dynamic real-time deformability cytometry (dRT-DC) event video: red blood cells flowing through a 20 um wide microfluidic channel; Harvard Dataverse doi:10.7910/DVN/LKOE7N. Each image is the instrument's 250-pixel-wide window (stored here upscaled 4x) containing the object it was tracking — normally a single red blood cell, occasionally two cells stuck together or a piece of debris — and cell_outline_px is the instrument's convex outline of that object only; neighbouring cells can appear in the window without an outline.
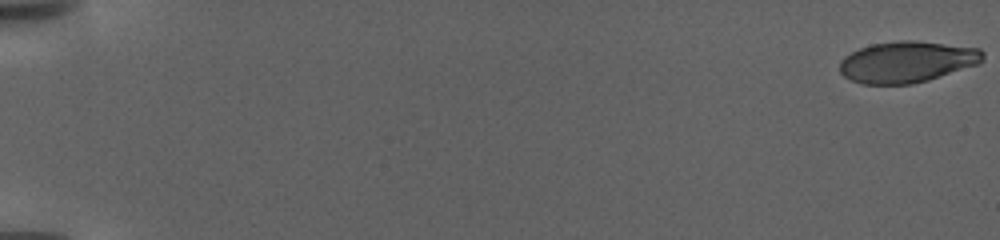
{"species": "human", "species_latin": "Homo sapiens", "temperature_condition": "warm", "stored_images_in_passage": 134, "camera_frame_rate_fps": 3000, "um_per_image_px": 0.085, "donor": {"sex": "female"}, "frame": {"image": 1, "passage_image": 1, "time_ms": 0.0, "image_size_px": [1000, 240], "cell_outline_px": [[984, 60], [980, 64], [928, 80], [912, 84], [864, 84], [852, 80], [844, 76], [840, 72], [840, 60], [844, 56], [860, 48], [872, 44], [900, 40], [908, 40], [980, 48], [984, 52]], "centroid_in_image_um": [77.11, 5.26], "position_along_channel_um": 7.9, "area_um2": 34.39}}
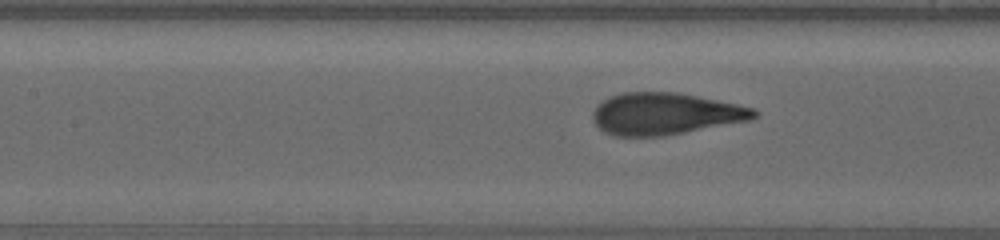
{"frame": {"image": 2, "passage_image": 66, "time_ms": 21.667, "image_size_px": [1000, 240], "cell_outline_px": [[760, 112], [752, 120], [664, 136], [616, 136], [604, 132], [592, 120], [592, 112], [608, 96], [620, 92], [680, 92], [756, 108]], "centroid_in_image_um": [56.57, 9.66], "position_along_channel_um": 150.8, "area_um2": 39.65}}
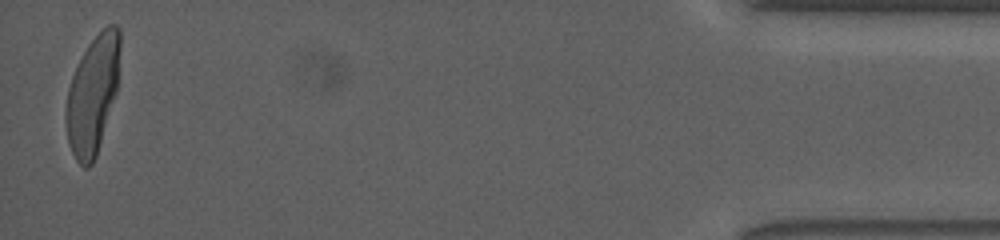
{"frame": {"image": 3, "passage_image": 132, "time_ms": 43.667, "image_size_px": [1000, 240], "cell_outline_px": [[120, 48], [116, 92], [96, 156], [92, 164], [88, 168], [84, 168], [76, 160], [68, 144], [64, 120], [64, 112], [68, 88], [72, 76], [88, 44], [108, 24], [116, 24], [120, 28]], "centroid_in_image_um": [7.85, 8.06], "position_along_channel_um": 427.3, "area_um2": 37.05}}